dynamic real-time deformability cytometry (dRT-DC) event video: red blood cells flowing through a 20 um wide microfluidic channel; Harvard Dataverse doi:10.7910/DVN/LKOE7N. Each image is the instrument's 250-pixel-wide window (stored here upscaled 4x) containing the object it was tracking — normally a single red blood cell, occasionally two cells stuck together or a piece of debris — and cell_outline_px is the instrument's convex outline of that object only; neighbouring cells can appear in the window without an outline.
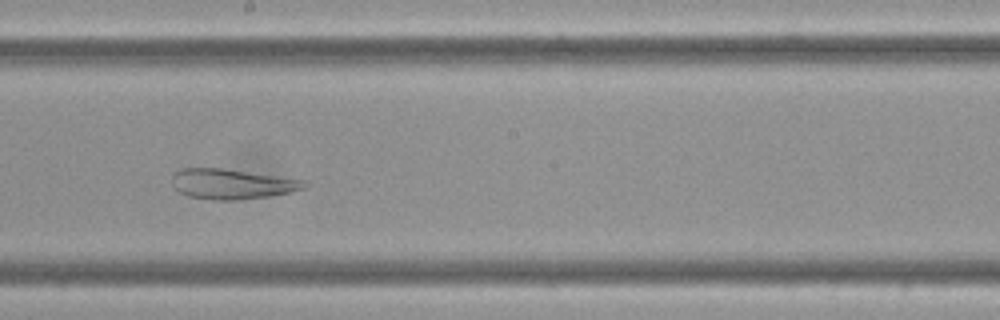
{"species": "Egyptian fruit bat (a non-hibernating species)", "species_latin": "Rousettus aegyptiacus", "temperature_condition": "cold", "stored_images_in_passage": 13, "segment_of_instrument_passage": [1, 2], "camera_frame_rate_fps": 3000, "um_per_image_px": 0.085, "frame": {"image": 1, "passage_image": 6, "time_ms": 1.667, "image_size_px": [1000, 320], "cell_outline_px": [[308, 184], [304, 188], [292, 192], [268, 196], [236, 200], [212, 200], [188, 196], [172, 188], [172, 172], [180, 168], [220, 168], [308, 180]], "centroid_in_image_um": [19.69, 15.63], "position_along_channel_um": 228.5, "area_um2": 23.47}}
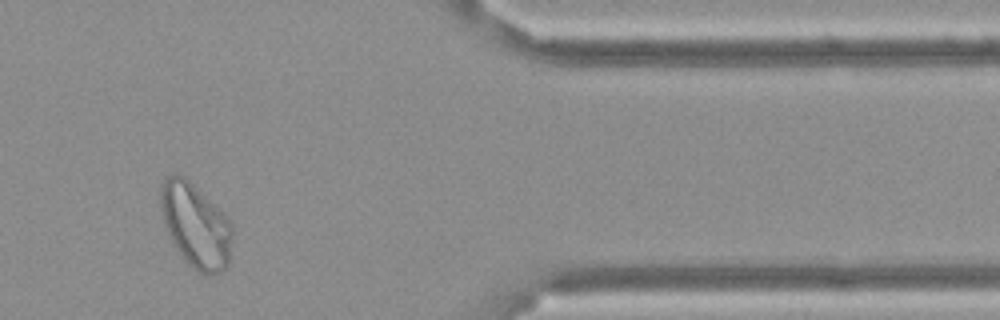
{"frame": {"image": 2, "passage_image": 10, "time_ms": 3.0, "image_size_px": [1000, 320], "cell_outline_px": [[232, 232], [228, 268], [212, 276], [204, 276], [192, 268], [184, 260], [172, 244], [160, 208], [160, 184], [168, 176], [184, 176], [232, 224]], "centroid_in_image_um": [16.61, 19.25], "position_along_channel_um": 394.8, "area_um2": 34.8}}